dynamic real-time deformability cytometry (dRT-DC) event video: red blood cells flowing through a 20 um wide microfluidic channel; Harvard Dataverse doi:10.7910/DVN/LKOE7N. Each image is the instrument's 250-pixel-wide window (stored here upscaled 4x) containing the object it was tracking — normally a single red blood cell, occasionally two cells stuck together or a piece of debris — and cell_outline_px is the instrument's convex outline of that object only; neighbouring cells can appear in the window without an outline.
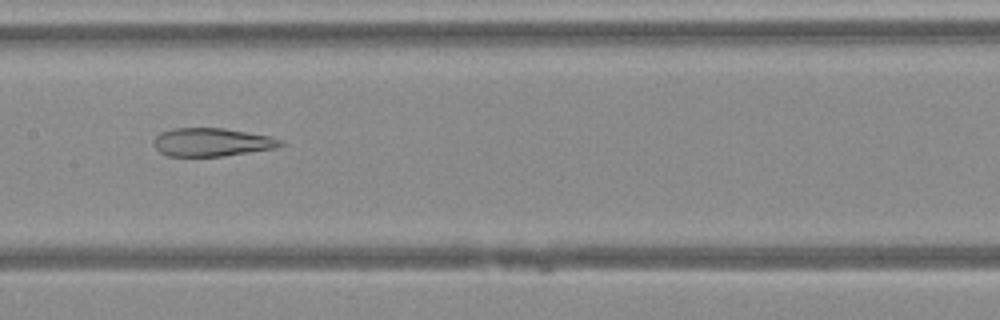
{"species": "Egyptian fruit bat (a non-hibernating species)", "species_latin": "Rousettus aegyptiacus", "temperature_condition": "warm", "stored_images_in_passage": 37, "camera_frame_rate_fps": 3000, "um_per_image_px": 0.085, "animal": {"sex": "female"}, "frame": {"image": 1, "passage_image": 12, "time_ms": 3.667, "image_size_px": [1000, 320], "cell_outline_px": [[284, 144], [276, 148], [224, 156], [168, 156], [160, 152], [156, 148], [152, 140], [160, 132], [172, 128], [224, 128], [268, 136], [280, 140]], "centroid_in_image_um": [17.96, 12.08], "position_along_channel_um": 189.4, "area_um2": 20.81}}
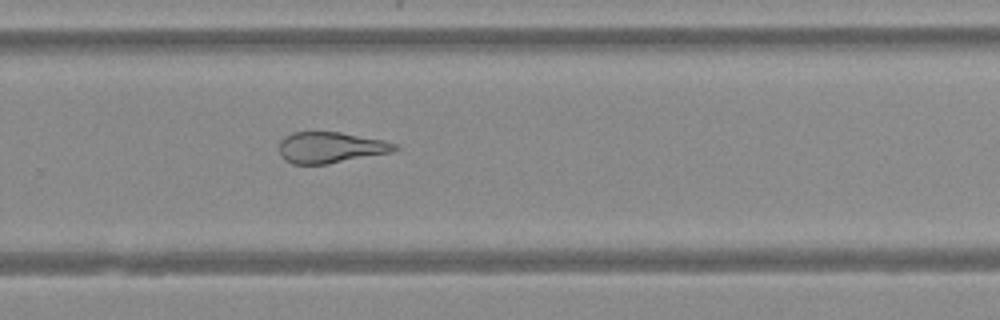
{"frame": {"image": 2, "passage_image": 20, "time_ms": 6.333, "image_size_px": [1000, 320], "cell_outline_px": [[400, 148], [392, 152], [328, 164], [292, 164], [284, 160], [280, 156], [280, 140], [284, 136], [292, 132], [340, 132], [384, 140], [396, 144]], "centroid_in_image_um": [28.08, 12.54], "position_along_channel_um": 301.7, "area_um2": 21.04}}
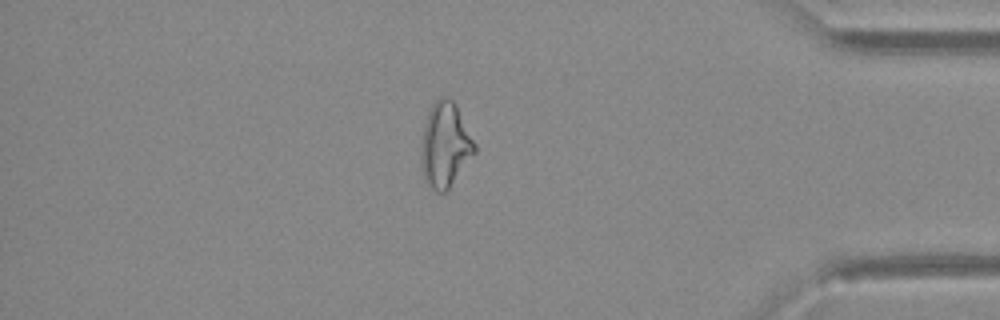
{"frame": {"image": 3, "passage_image": 29, "time_ms": 9.333, "image_size_px": [1000, 320], "cell_outline_px": [[476, 152], [448, 188], [444, 192], [436, 192], [424, 180], [424, 128], [428, 112], [432, 104], [440, 96], [452, 100], [456, 104], [476, 144]], "centroid_in_image_um": [37.89, 12.29], "position_along_channel_um": 397.3, "area_um2": 25.37}}